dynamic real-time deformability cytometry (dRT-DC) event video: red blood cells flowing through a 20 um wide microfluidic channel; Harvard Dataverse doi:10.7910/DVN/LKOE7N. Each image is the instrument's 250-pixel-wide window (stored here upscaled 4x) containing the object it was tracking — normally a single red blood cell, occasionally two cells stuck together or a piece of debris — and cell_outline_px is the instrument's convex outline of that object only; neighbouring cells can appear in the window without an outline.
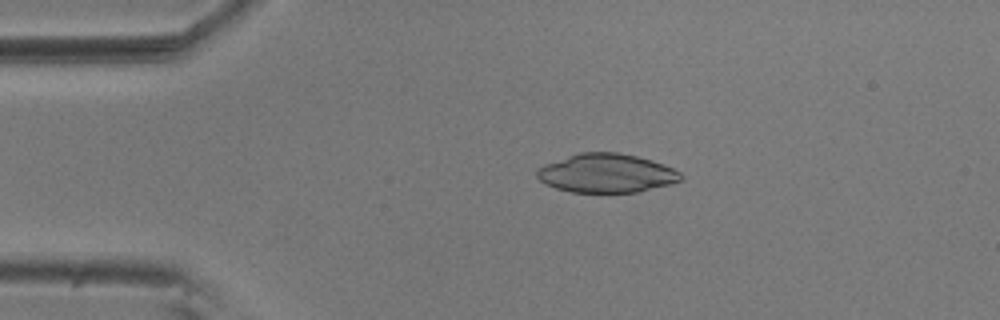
{"species": "common noctule bat (a hibernating species)", "species_latin": "Nyctalus noctula", "temperature_condition": "room temperature", "stored_images_in_passage": 32, "camera_frame_rate_fps": 3000, "um_per_image_px": 0.085, "animal": {"sex": "male", "body_mass_g": 20.5, "forearm_length_mm": 52.5}, "frame": {"image": 1, "passage_image": 1, "time_ms": 0.0, "image_size_px": [1000, 320], "cell_outline_px": [[684, 180], [640, 192], [572, 192], [556, 188], [540, 180], [536, 176], [536, 168], [544, 164], [580, 152], [620, 152], [652, 160], [664, 164], [680, 172], [684, 176]], "centroid_in_image_um": [51.57, 14.72], "position_along_channel_um": 33.4, "area_um2": 32.66}}